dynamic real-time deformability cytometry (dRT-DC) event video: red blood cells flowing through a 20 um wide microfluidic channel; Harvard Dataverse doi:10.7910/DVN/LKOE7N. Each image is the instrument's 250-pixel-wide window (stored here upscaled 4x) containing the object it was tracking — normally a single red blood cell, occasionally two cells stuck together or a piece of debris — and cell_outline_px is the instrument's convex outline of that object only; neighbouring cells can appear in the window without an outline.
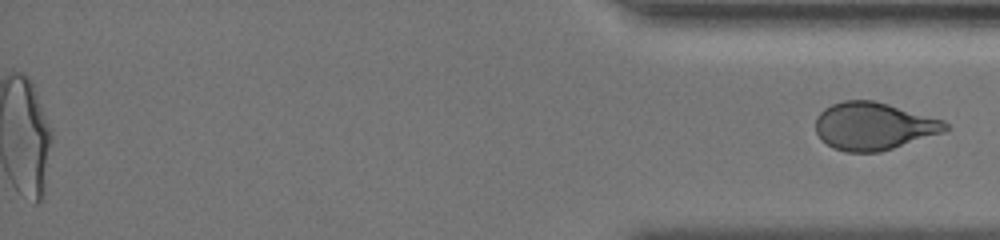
{"species": "human", "species_latin": "Homo sapiens", "temperature_condition": "cold", "stored_images_in_passage": 44, "segment_of_instrument_passage": [2, 2], "camera_frame_rate_fps": 3000, "um_per_image_px": 0.085, "donor": {"sex": "female"}, "frame": {"image": 1, "passage_image": 44, "time_ms": 14.333, "image_size_px": [1000, 240], "cell_outline_px": [[952, 128], [944, 132], [880, 152], [844, 152], [832, 148], [820, 140], [816, 132], [816, 116], [824, 108], [832, 104], [844, 100], [872, 100], [888, 104], [944, 120]], "centroid_in_image_um": [74.24, 10.73], "position_along_channel_um": 361.0, "area_um2": 36.18}}